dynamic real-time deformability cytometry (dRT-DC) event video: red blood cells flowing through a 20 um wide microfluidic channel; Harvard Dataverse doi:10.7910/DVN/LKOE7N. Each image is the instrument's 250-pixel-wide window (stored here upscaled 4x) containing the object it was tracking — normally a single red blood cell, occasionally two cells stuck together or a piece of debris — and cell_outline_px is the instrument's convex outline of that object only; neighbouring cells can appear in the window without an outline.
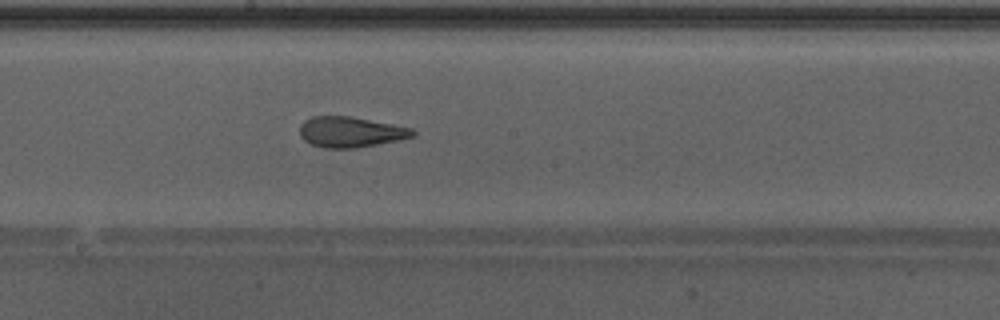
{"species": "Egyptian fruit bat (a non-hibernating species)", "species_latin": "Rousettus aegyptiacus", "temperature_condition": "warm", "stored_images_in_passage": 22, "camera_frame_rate_fps": 3000, "um_per_image_px": 0.085, "animal": {"sex": "male"}, "frame": {"image": 1, "passage_image": 18, "time_ms": 5.667, "image_size_px": [1000, 320], "cell_outline_px": [[416, 136], [400, 140], [356, 148], [324, 148], [312, 144], [304, 140], [300, 136], [300, 124], [304, 120], [312, 116], [348, 116], [392, 124], [412, 128], [416, 132]], "centroid_in_image_um": [29.81, 11.22], "position_along_channel_um": 218.4, "area_um2": 20.17}}